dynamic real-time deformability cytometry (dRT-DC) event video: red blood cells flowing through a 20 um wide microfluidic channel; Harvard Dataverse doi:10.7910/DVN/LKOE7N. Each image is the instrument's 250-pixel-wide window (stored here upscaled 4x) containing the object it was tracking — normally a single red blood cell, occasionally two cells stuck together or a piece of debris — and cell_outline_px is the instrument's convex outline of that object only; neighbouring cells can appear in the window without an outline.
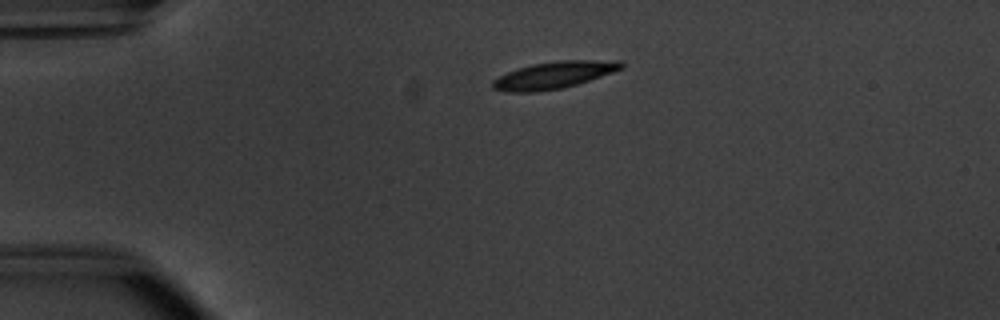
{"species": "common noctule bat (a hibernating species)", "species_latin": "Nyctalus noctula", "temperature_condition": "warm", "stored_images_in_passage": 42, "camera_frame_rate_fps": 3000, "um_per_image_px": 0.085, "animal": {"sex": "male", "body_mass_g": 20.1, "forearm_length_mm": 53.5}, "frame": {"image": 1, "passage_image": 1, "time_ms": 0.0, "image_size_px": [1000, 320], "cell_outline_px": [[624, 68], [576, 84], [560, 88], [536, 92], [508, 92], [492, 88], [492, 80], [508, 72], [532, 64], [560, 60], [620, 60], [624, 64]], "centroid_in_image_um": [47.09, 6.37], "position_along_channel_um": 37.9, "area_um2": 20.0}}
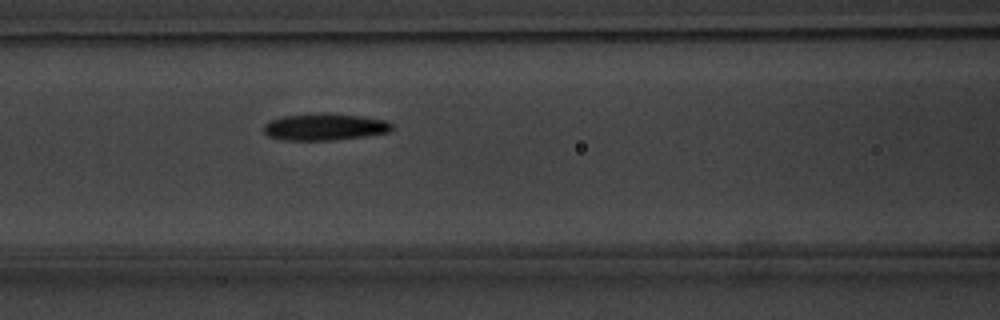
{"frame": {"image": 2, "passage_image": 12, "time_ms": 3.667, "image_size_px": [1000, 320], "cell_outline_px": [[392, 132], [364, 136], [332, 140], [284, 140], [268, 136], [264, 132], [264, 124], [272, 120], [284, 116], [324, 112], [328, 112], [360, 116], [388, 120], [392, 124]], "centroid_in_image_um": [27.64, 10.78], "position_along_channel_um": 139.0, "area_um2": 20.17}}
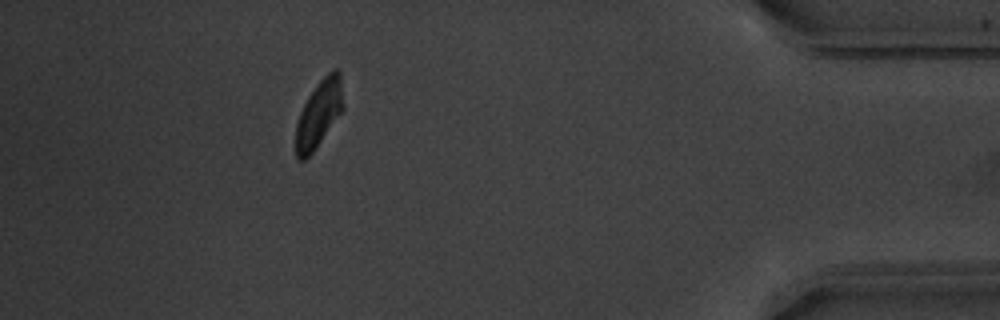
{"frame": {"image": 3, "passage_image": 37, "time_ms": 12.0, "image_size_px": [1000, 320], "cell_outline_px": [[344, 108], [312, 152], [304, 160], [296, 160], [296, 124], [300, 112], [308, 96], [316, 84], [328, 72], [336, 68], [340, 72], [344, 104]], "centroid_in_image_um": [27.11, 9.63], "position_along_channel_um": 408.1, "area_um2": 18.32}, "authors_computed_cell_mechanics": {"area_um2": 19.7676, "velocity_mm_per_s": 3.8031, "shape_relaxation_time_tau1_ms": 2.9861, "shape_relaxation_time_tau2_ms": 7.6278, "deformation_change_tau1": 0.1373, "deformation_change_tau2": 0.1374}}